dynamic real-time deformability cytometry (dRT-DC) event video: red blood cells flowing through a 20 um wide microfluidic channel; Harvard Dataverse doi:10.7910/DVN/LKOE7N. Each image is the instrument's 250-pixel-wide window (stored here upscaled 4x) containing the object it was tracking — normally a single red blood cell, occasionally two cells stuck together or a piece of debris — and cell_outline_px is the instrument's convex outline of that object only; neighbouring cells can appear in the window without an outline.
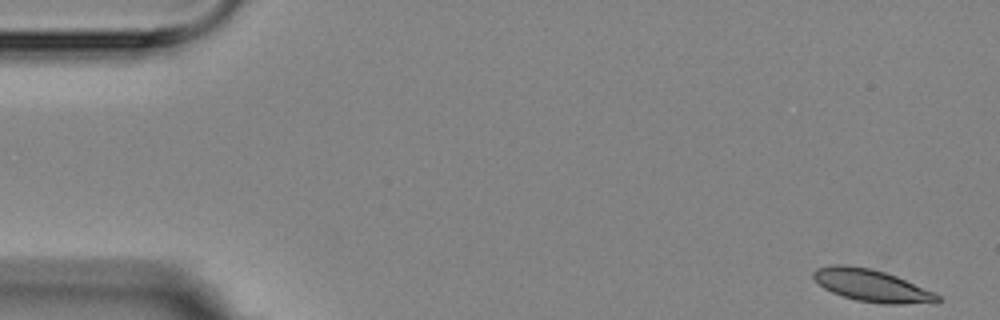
{"species": "Egyptian fruit bat (a non-hibernating species)", "species_latin": "Rousettus aegyptiacus", "temperature_condition": "room temperature", "stored_images_in_passage": 5, "camera_frame_rate_fps": 3000, "um_per_image_px": 0.085, "animal": {"sex": "female"}, "frame": {"image": 1, "passage_image": 1, "time_ms": 0.0, "image_size_px": [1000, 320], "cell_outline_px": [[940, 300], [936, 304], [884, 304], [856, 300], [832, 292], [824, 288], [812, 276], [812, 272], [816, 268], [832, 264], [844, 264], [872, 268], [896, 276], [932, 292], [940, 296]], "centroid_in_image_um": [74.09, 24.27], "position_along_channel_um": 10.9, "area_um2": 23.29}}
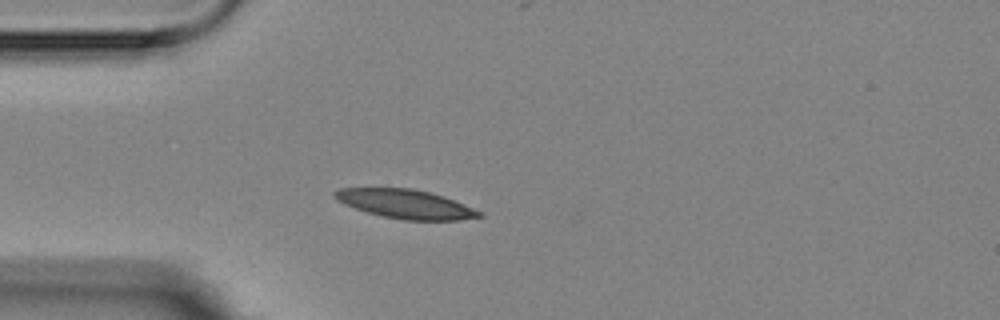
{"frame": {"image": 2, "passage_image": 4, "time_ms": 4.333, "image_size_px": [1000, 320], "cell_outline_px": [[484, 216], [460, 220], [404, 220], [384, 216], [368, 212], [344, 204], [336, 200], [332, 196], [332, 192], [340, 188], [412, 188], [444, 196], [484, 212]], "centroid_in_image_um": [34.48, 17.34], "position_along_channel_um": 50.5, "area_um2": 24.39}}